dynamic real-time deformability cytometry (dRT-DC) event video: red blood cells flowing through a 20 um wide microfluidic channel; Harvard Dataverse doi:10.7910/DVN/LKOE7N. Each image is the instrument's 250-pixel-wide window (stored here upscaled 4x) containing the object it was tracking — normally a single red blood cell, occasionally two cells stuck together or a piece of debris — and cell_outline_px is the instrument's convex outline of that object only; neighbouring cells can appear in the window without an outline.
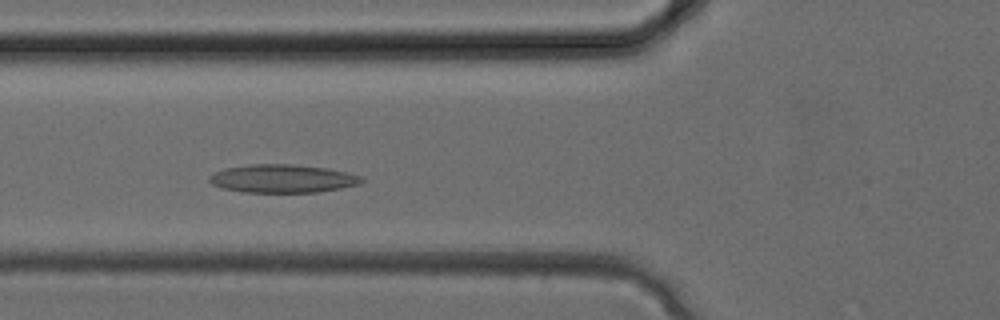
{"species": "common noctule bat (a hibernating species)", "species_latin": "Nyctalus noctula", "temperature_condition": "cold", "stored_images_in_passage": 18, "camera_frame_rate_fps": 3000, "um_per_image_px": 0.085, "animal": {"sex": "female", "body_mass_g": 24.6, "forearm_length_mm": 56.2}, "frame": {"image": 1, "passage_image": 10, "time_ms": 3.0, "image_size_px": [1000, 320], "cell_outline_px": [[364, 180], [360, 184], [320, 192], [244, 192], [224, 188], [212, 184], [208, 180], [208, 176], [224, 168], [252, 164], [292, 164], [328, 168], [360, 176]], "centroid_in_image_um": [24.0, 15.18], "position_along_channel_um": 101.8, "area_um2": 24.91}}
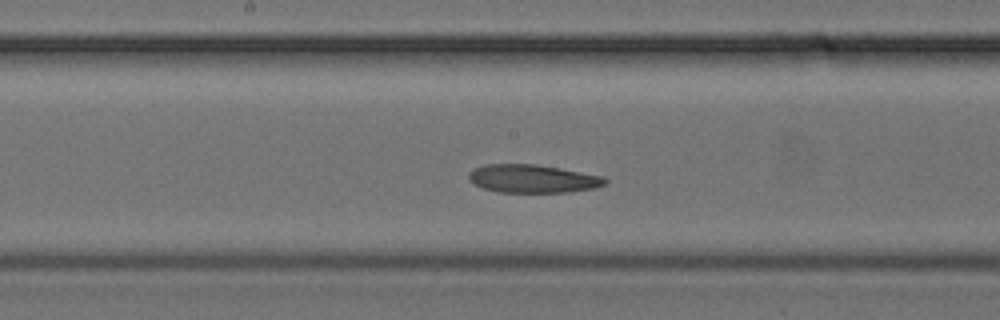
{"frame": {"image": 2, "passage_image": 15, "time_ms": 4.667, "image_size_px": [1000, 320], "cell_outline_px": [[608, 184], [592, 188], [568, 192], [496, 192], [484, 188], [476, 184], [468, 176], [468, 172], [472, 168], [484, 164], [536, 164], [560, 168], [604, 176], [608, 180]], "centroid_in_image_um": [45.29, 15.18], "position_along_channel_um": 202.9, "area_um2": 22.43}}
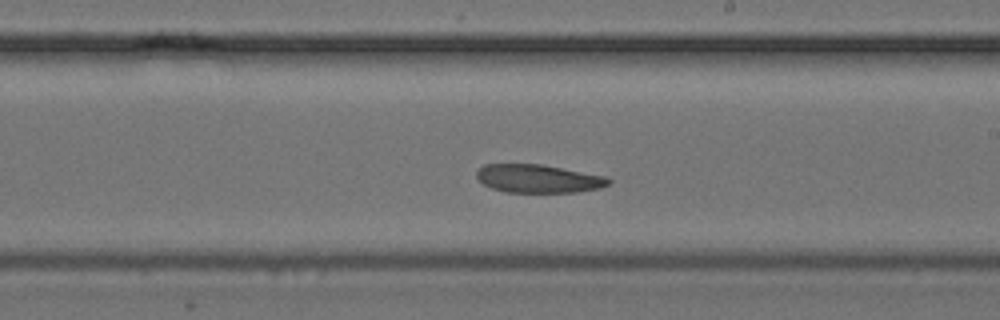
{"frame": {"image": 3, "passage_image": 17, "time_ms": 5.333, "image_size_px": [1000, 320], "cell_outline_px": [[612, 180], [608, 184], [600, 188], [576, 192], [504, 192], [492, 188], [484, 184], [476, 176], [476, 172], [484, 164], [540, 164], [604, 176]], "centroid_in_image_um": [45.73, 15.18], "position_along_channel_um": 243.3, "area_um2": 21.5}}